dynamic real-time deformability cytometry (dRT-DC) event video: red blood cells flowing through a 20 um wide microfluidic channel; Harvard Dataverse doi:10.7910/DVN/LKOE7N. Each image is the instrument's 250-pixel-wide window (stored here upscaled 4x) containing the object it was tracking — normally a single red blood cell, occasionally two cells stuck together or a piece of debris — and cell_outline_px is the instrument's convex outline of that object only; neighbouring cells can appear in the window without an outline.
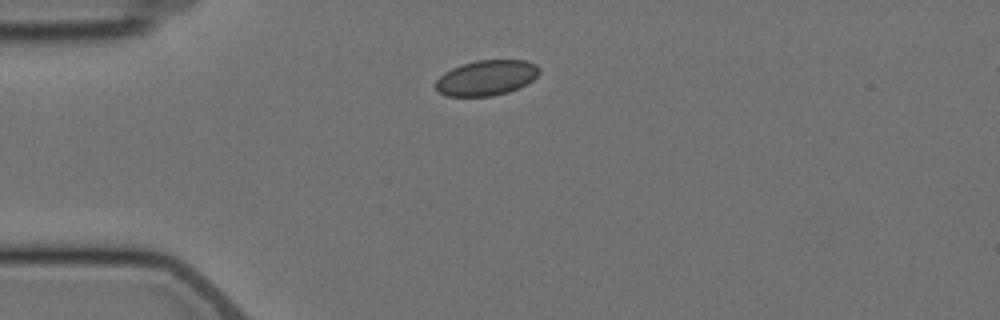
{"species": "Egyptian fruit bat (a non-hibernating species)", "species_latin": "Rousettus aegyptiacus", "temperature_condition": "cold", "stored_images_in_passage": 1, "camera_frame_rate_fps": 3000, "um_per_image_px": 0.085, "animal": {"sex": "female"}, "frame": {"image": 1, "passage_image": 1, "time_ms": 0.0, "image_size_px": [1000, 320], "cell_outline_px": [[540, 72], [532, 80], [520, 88], [508, 92], [492, 96], [448, 96], [440, 92], [436, 88], [436, 80], [444, 72], [460, 64], [476, 60], [528, 60], [536, 64], [540, 68]], "centroid_in_image_um": [41.37, 6.6], "position_along_channel_um": 43.6, "area_um2": 21.44}}